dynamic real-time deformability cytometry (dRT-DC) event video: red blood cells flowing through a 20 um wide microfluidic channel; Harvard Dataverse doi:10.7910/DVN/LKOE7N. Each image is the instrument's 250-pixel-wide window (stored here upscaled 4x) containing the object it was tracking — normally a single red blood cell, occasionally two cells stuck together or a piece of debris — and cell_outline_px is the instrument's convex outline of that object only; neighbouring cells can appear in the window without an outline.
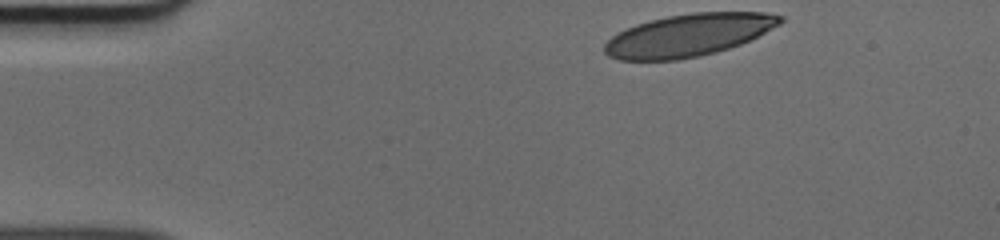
{"species": "human", "species_latin": "Homo sapiens", "temperature_condition": "cold", "stored_images_in_passage": 36, "camera_frame_rate_fps": 3000, "um_per_image_px": 0.085, "donor": {"sex": "male"}, "frame": {"image": 1, "passage_image": 1, "time_ms": 0.0, "image_size_px": [1000, 240], "cell_outline_px": [[784, 20], [780, 24], [740, 44], [716, 52], [700, 56], [680, 60], [620, 60], [608, 56], [604, 52], [604, 44], [612, 36], [636, 24], [648, 20], [668, 16], [692, 12], [764, 12], [784, 16]], "centroid_in_image_um": [58.51, 2.99], "position_along_channel_um": 26.5, "area_um2": 43.29}}
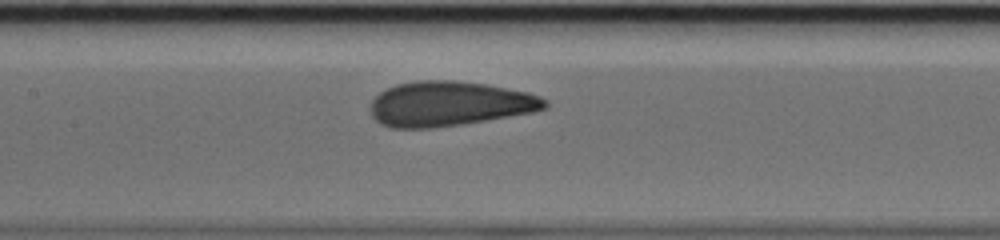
{"frame": {"image": 2, "passage_image": 17, "time_ms": 5.333, "image_size_px": [1000, 240], "cell_outline_px": [[548, 108], [532, 112], [460, 124], [432, 128], [392, 128], [380, 124], [372, 116], [372, 100], [380, 92], [396, 84], [416, 80], [452, 80], [484, 84], [528, 92], [540, 96], [548, 100]], "centroid_in_image_um": [38.19, 8.82], "position_along_channel_um": 169.2, "area_um2": 45.32}}
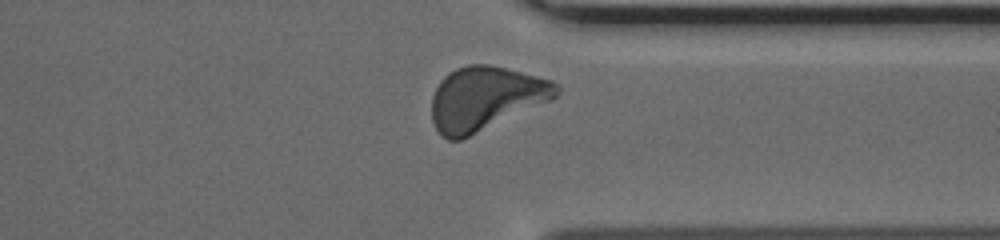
{"frame": {"image": 3, "passage_image": 32, "time_ms": 10.333, "image_size_px": [1000, 240], "cell_outline_px": [[560, 92], [552, 100], [460, 140], [448, 140], [440, 136], [432, 120], [432, 96], [440, 80], [448, 72], [456, 68], [468, 64], [488, 64], [552, 80], [560, 84]], "centroid_in_image_um": [41.26, 8.36], "position_along_channel_um": 370.1, "area_um2": 46.3}}